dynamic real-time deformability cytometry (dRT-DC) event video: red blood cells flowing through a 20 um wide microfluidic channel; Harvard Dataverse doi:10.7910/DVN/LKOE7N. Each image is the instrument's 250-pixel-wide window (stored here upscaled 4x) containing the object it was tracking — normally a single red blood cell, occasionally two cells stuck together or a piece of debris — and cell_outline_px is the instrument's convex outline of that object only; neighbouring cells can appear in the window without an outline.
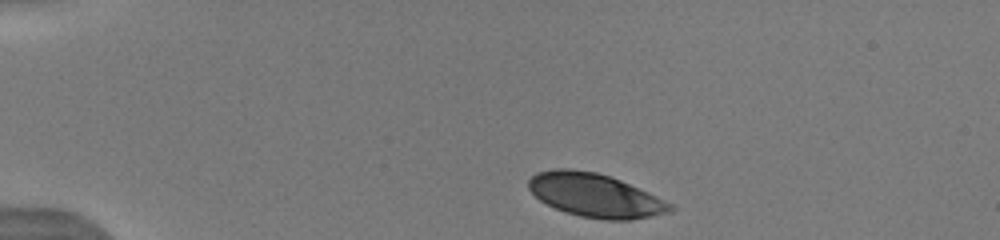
{"species": "human", "species_latin": "Homo sapiens", "temperature_condition": "warm", "stored_images_in_passage": 41, "camera_frame_rate_fps": 3000, "um_per_image_px": 0.085, "donor": {"sex": "male"}, "frame": {"image": 1, "passage_image": 1, "time_ms": 0.0, "image_size_px": [1000, 240], "cell_outline_px": [[676, 208], [672, 212], [632, 220], [604, 220], [580, 216], [564, 212], [540, 200], [528, 188], [528, 180], [536, 172], [556, 168], [572, 168], [596, 172], [620, 180], [648, 192], [672, 204]], "centroid_in_image_um": [50.59, 16.61], "position_along_channel_um": 34.4, "area_um2": 36.01}}
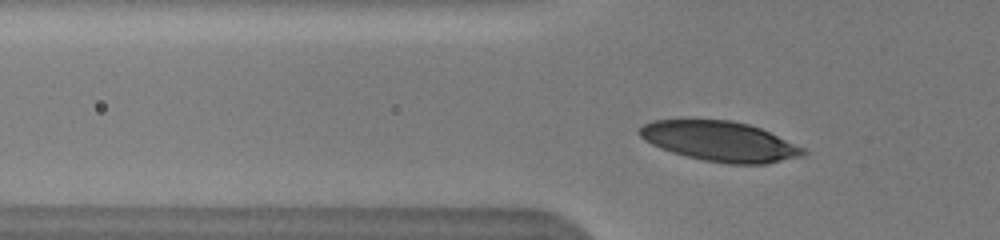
{"frame": {"image": 2, "passage_image": 8, "time_ms": 2.333, "image_size_px": [1000, 240], "cell_outline_px": [[808, 152], [804, 156], [764, 164], [728, 164], [704, 160], [672, 152], [660, 148], [644, 140], [640, 136], [640, 128], [644, 124], [652, 120], [732, 120], [748, 124], [760, 128], [804, 148]], "centroid_in_image_um": [61.21, 12.02], "position_along_channel_um": 64.6, "area_um2": 37.86}}
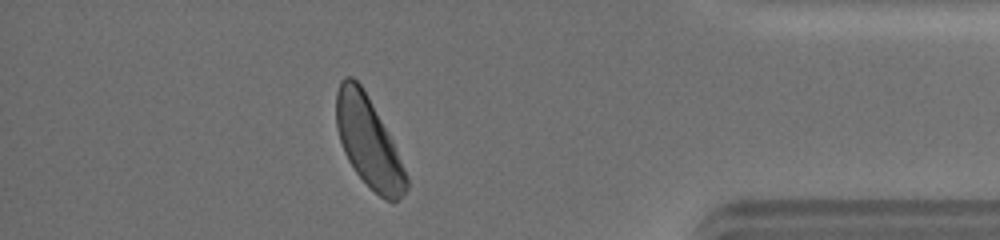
{"frame": {"image": 3, "passage_image": 36, "time_ms": 11.667, "image_size_px": [1000, 240], "cell_outline_px": [[408, 188], [392, 204], [384, 200], [356, 172], [348, 160], [344, 152], [336, 128], [336, 92], [340, 80], [344, 76], [352, 76], [360, 84], [368, 96], [392, 140], [408, 176]], "centroid_in_image_um": [31.31, 12.05], "position_along_channel_um": 403.9, "area_um2": 36.47}, "authors_computed_cell_mechanics": {"area_um2": 37.2232, "velocity_mm_per_s": 3.9847, "shape_relaxation_time_tau1_ms": 2.6777, "shape_relaxation_time_tau2_ms": null, "deformation_change_tau1": 0.1295, "deformation_change_tau2": null}}